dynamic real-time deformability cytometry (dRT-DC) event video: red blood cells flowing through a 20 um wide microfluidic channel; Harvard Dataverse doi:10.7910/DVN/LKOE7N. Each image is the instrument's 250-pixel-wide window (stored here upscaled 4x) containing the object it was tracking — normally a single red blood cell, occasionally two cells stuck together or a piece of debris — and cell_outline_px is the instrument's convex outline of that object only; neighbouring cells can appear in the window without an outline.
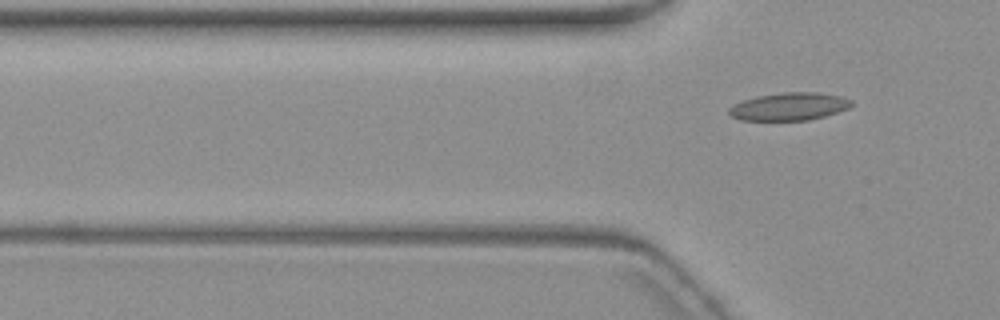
{"species": "common noctule bat (a hibernating species)", "species_latin": "Nyctalus noctula", "temperature_condition": "warm", "stored_images_in_passage": 4, "segment_of_instrument_passage": [2, 2], "camera_frame_rate_fps": 3000, "um_per_image_px": 0.085, "animal": {"sex": "female", "body_mass_g": 19.3, "forearm_length_mm": 54.1}, "frame": {"image": 1, "passage_image": 4, "time_ms": 3.667, "image_size_px": [1000, 320], "cell_outline_px": [[852, 104], [848, 108], [824, 116], [808, 120], [740, 120], [732, 116], [728, 112], [728, 108], [744, 100], [756, 96], [784, 92], [816, 92], [840, 96], [852, 100]], "centroid_in_image_um": [67.07, 9.05], "position_along_channel_um": 58.7, "area_um2": 19.59}}